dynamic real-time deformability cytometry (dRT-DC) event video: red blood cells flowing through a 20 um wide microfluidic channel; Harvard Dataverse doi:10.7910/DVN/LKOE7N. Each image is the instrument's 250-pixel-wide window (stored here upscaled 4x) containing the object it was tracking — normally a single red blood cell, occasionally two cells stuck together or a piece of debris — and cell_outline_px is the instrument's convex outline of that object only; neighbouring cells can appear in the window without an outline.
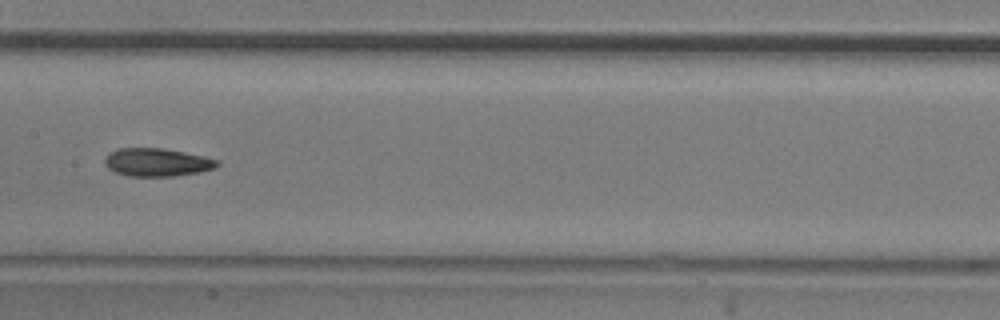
{"species": "common noctule bat (a hibernating species)", "species_latin": "Nyctalus noctula", "temperature_condition": "room temperature", "stored_images_in_passage": 9, "camera_frame_rate_fps": 3000, "um_per_image_px": 0.085, "animal": {"sex": "male", "body_mass_g": 20.5, "forearm_length_mm": 52.5}, "frame": {"image": 1, "passage_image": 6, "time_ms": 1.667, "image_size_px": [1000, 320], "cell_outline_px": [[220, 164], [216, 168], [200, 172], [176, 176], [128, 176], [116, 172], [108, 168], [104, 164], [104, 160], [108, 152], [120, 148], [164, 148], [204, 156], [220, 160]], "centroid_in_image_um": [13.37, 13.79], "position_along_channel_um": 194.0, "area_um2": 18.61}}
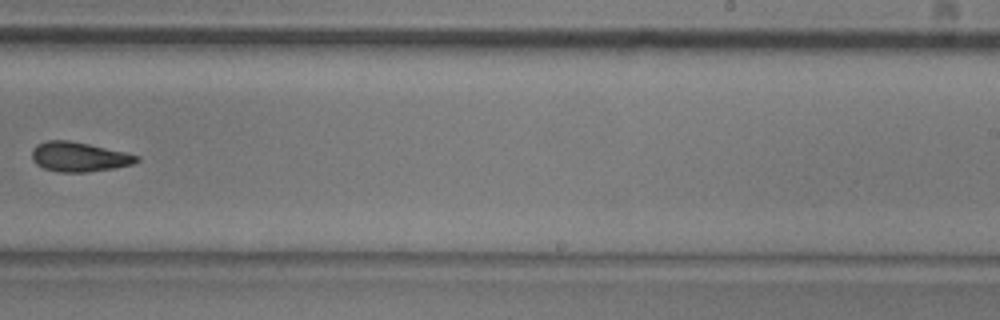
{"frame": {"image": 2, "passage_image": 8, "time_ms": 2.333, "image_size_px": [1000, 320], "cell_outline_px": [[140, 160], [132, 164], [112, 168], [88, 172], [60, 172], [44, 168], [36, 164], [32, 160], [32, 148], [36, 144], [48, 140], [68, 140], [88, 144], [124, 152], [140, 156]], "centroid_in_image_um": [6.68, 13.33], "position_along_channel_um": 282.3, "area_um2": 17.98}}
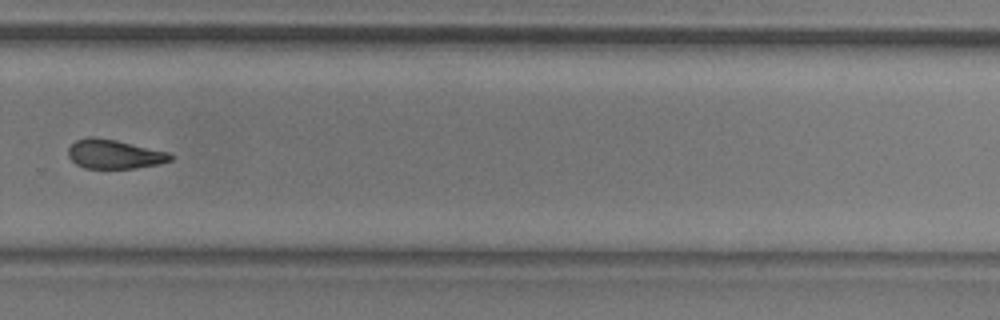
{"frame": {"image": 3, "passage_image": 9, "time_ms": 2.667, "image_size_px": [1000, 320], "cell_outline_px": [[172, 160], [160, 164], [136, 168], [84, 168], [76, 164], [68, 156], [68, 148], [76, 140], [92, 136], [116, 140], [168, 152], [172, 156]], "centroid_in_image_um": [9.7, 13.11], "position_along_channel_um": 320.1, "area_um2": 17.28}}